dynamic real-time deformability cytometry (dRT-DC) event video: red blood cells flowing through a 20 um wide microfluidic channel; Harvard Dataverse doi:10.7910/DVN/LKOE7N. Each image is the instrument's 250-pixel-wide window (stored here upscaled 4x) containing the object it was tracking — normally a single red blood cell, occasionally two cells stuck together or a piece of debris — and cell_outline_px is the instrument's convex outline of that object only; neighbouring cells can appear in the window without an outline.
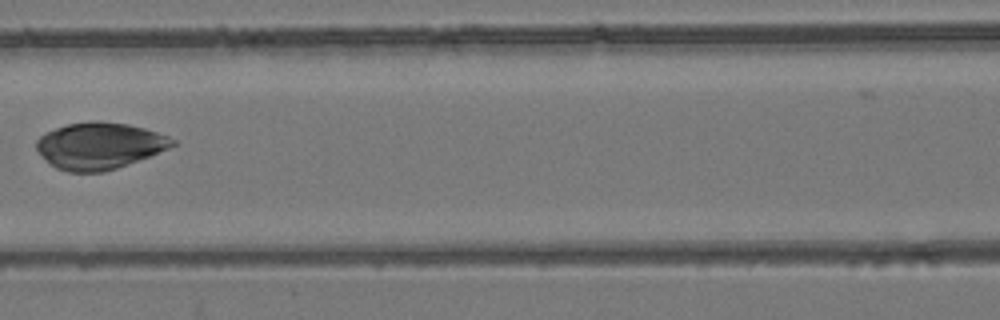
{"species": "common noctule bat (a hibernating species)", "species_latin": "Nyctalus noctula", "temperature_condition": "room temperature", "stored_images_in_passage": 4, "camera_frame_rate_fps": 3000, "um_per_image_px": 0.085, "animal": {"sex": "female", "body_mass_g": 24.6, "forearm_length_mm": 56.2}, "frame": {"image": 1, "passage_image": 3, "time_ms": 2.333, "image_size_px": [1000, 320], "cell_outline_px": [[176, 144], [168, 148], [148, 156], [116, 168], [104, 172], [68, 172], [56, 168], [36, 148], [36, 140], [44, 132], [68, 124], [96, 120], [100, 120], [128, 124], [144, 128], [168, 136], [176, 140]], "centroid_in_image_um": [8.45, 12.37], "position_along_channel_um": 158.2, "area_um2": 36.59}}
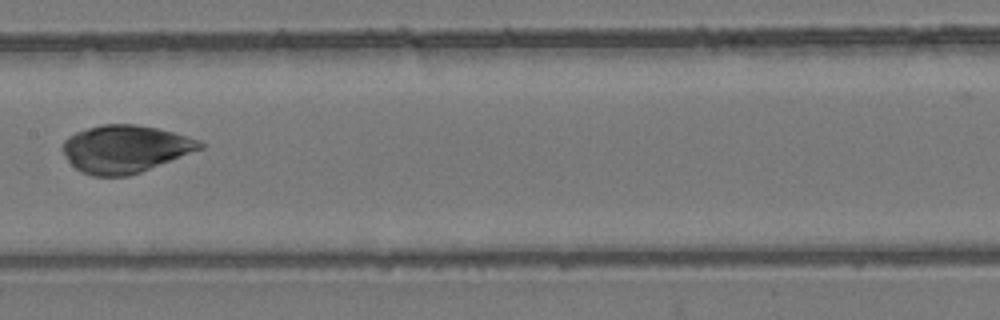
{"frame": {"image": 2, "passage_image": 4, "time_ms": 3.333, "image_size_px": [1000, 320], "cell_outline_px": [[204, 148], [140, 172], [128, 176], [92, 176], [80, 172], [68, 160], [60, 148], [64, 140], [68, 136], [76, 132], [88, 128], [104, 124], [136, 124], [156, 128], [172, 132], [200, 140], [204, 144]], "centroid_in_image_um": [10.61, 12.66], "position_along_channel_um": 196.8, "area_um2": 37.97}}